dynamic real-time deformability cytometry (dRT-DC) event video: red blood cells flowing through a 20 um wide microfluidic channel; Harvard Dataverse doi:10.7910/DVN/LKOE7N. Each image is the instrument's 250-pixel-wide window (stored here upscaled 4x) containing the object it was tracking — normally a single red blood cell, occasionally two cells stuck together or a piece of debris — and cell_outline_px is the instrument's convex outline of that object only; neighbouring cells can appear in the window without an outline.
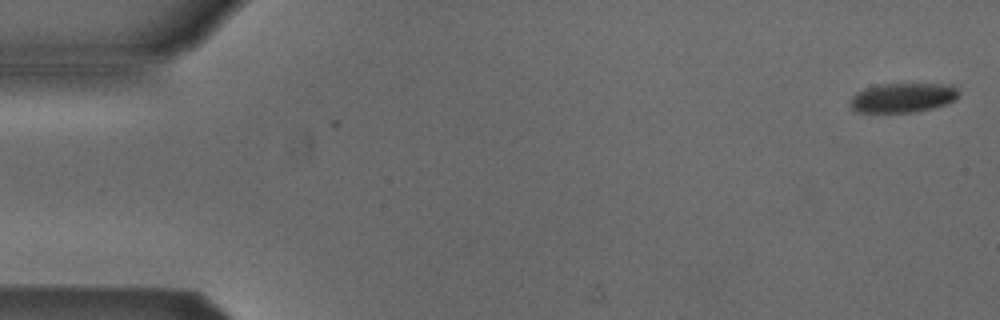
{"species": "Egyptian fruit bat (a non-hibernating species)", "species_latin": "Rousettus aegyptiacus", "temperature_condition": "cold", "stored_images_in_passage": 6, "camera_frame_rate_fps": 3000, "um_per_image_px": 0.085, "animal": {"sex": "male"}, "frame": {"image": 1, "passage_image": 1, "time_ms": 0.0, "image_size_px": [1000, 320], "cell_outline_px": [[960, 92], [956, 100], [932, 108], [912, 112], [856, 112], [848, 104], [852, 96], [856, 92], [868, 88], [884, 84], [952, 84]], "centroid_in_image_um": [76.75, 8.3], "position_along_channel_um": 8.3, "area_um2": 18.55}}